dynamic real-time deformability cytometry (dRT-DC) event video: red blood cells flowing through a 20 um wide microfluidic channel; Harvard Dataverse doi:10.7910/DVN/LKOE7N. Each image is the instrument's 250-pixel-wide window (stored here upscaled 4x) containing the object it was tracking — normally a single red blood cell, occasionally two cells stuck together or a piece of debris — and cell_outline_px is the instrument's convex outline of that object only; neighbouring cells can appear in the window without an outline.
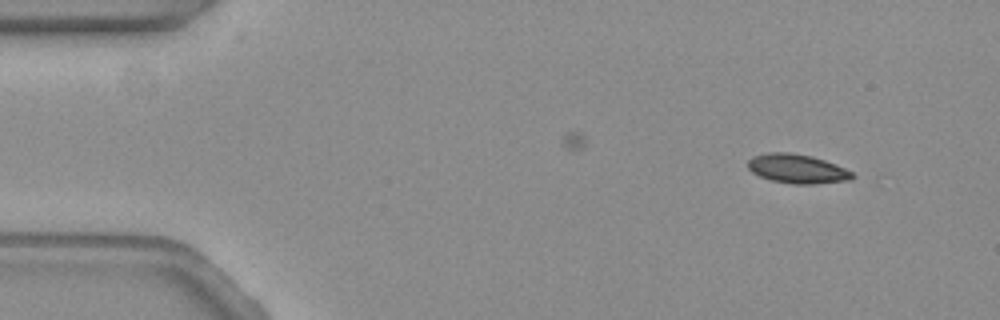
{"species": "common noctule bat (a hibernating species)", "species_latin": "Nyctalus noctula", "temperature_condition": "warm", "stored_images_in_passage": 3, "camera_frame_rate_fps": 3000, "um_per_image_px": 0.085, "animal": {"sex": "female", "body_mass_g": 19.3, "forearm_length_mm": 54.1}, "frame": {"image": 1, "passage_image": 1, "time_ms": 0.0, "image_size_px": [1000, 320], "cell_outline_px": [[856, 176], [852, 180], [816, 184], [792, 184], [772, 180], [760, 176], [752, 172], [748, 168], [748, 160], [752, 156], [768, 152], [788, 152], [812, 156], [824, 160], [844, 168], [852, 172]], "centroid_in_image_um": [67.77, 14.35], "position_along_channel_um": 17.2, "area_um2": 17.8}}